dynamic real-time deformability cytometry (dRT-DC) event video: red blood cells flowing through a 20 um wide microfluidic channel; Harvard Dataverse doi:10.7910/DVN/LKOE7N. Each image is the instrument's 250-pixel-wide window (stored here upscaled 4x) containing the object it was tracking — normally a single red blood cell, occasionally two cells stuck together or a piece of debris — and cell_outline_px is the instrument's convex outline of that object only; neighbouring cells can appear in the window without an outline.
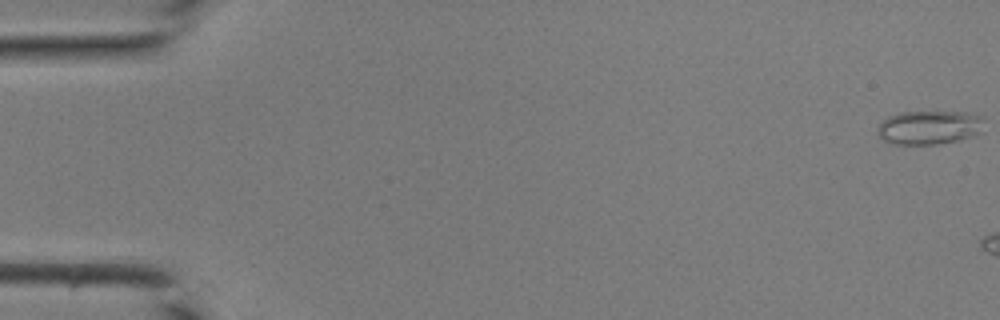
{"species": "common noctule bat (a hibernating species)", "species_latin": "Nyctalus noctula", "temperature_condition": "room temperature", "stored_images_in_passage": 5, "camera_frame_rate_fps": 3000, "um_per_image_px": 0.085, "animal": {"sex": "male", "body_mass_g": 19.0, "forearm_length_mm": 50.8}, "frame": {"image": 1, "passage_image": 1, "time_ms": 0.0, "image_size_px": [1000, 320], "cell_outline_px": [[984, 132], [960, 140], [936, 144], [892, 144], [884, 140], [876, 132], [876, 128], [888, 116], [900, 112], [964, 112], [984, 116]], "centroid_in_image_um": [79.03, 10.83], "position_along_channel_um": 6.0, "area_um2": 21.33}}